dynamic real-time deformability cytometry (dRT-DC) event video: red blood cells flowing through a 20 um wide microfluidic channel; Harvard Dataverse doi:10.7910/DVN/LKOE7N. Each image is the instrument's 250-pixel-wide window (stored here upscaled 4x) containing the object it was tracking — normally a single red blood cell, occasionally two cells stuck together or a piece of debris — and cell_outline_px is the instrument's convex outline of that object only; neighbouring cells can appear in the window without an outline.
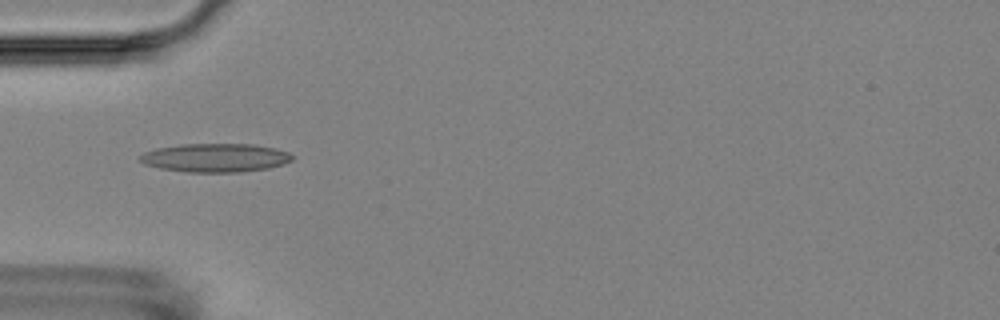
{"species": "Egyptian fruit bat (a non-hibernating species)", "species_latin": "Rousettus aegyptiacus", "temperature_condition": "room temperature", "stored_images_in_passage": 8, "camera_frame_rate_fps": 3000, "um_per_image_px": 0.085, "animal": {"sex": "female"}, "frame": {"image": 1, "passage_image": 5, "time_ms": 5.333, "image_size_px": [1000, 320], "cell_outline_px": [[292, 160], [284, 164], [268, 168], [240, 172], [188, 172], [160, 168], [144, 164], [140, 160], [140, 156], [144, 152], [156, 148], [180, 144], [252, 144], [272, 148], [288, 152], [292, 156]], "centroid_in_image_um": [18.28, 13.41], "position_along_channel_um": 66.7, "area_um2": 25.26}}
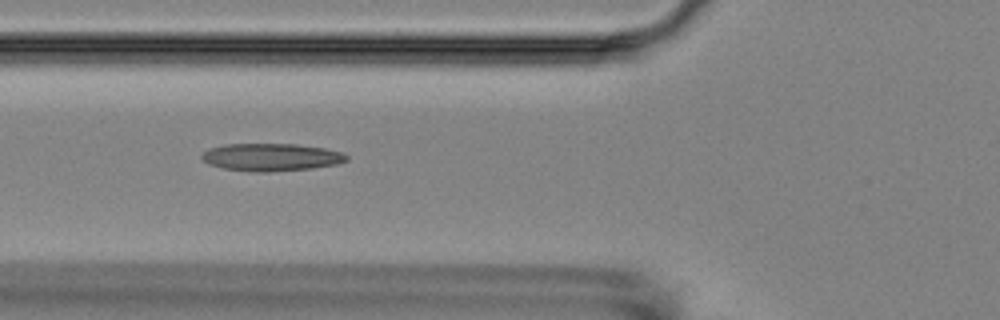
{"frame": {"image": 2, "passage_image": 6, "time_ms": 6.333, "image_size_px": [1000, 320], "cell_outline_px": [[348, 160], [340, 164], [312, 168], [268, 172], [256, 172], [224, 168], [208, 164], [200, 156], [208, 148], [224, 144], [296, 144], [324, 148], [340, 152], [348, 156]], "centroid_in_image_um": [23.06, 13.36], "position_along_channel_um": 102.7, "area_um2": 23.29}}
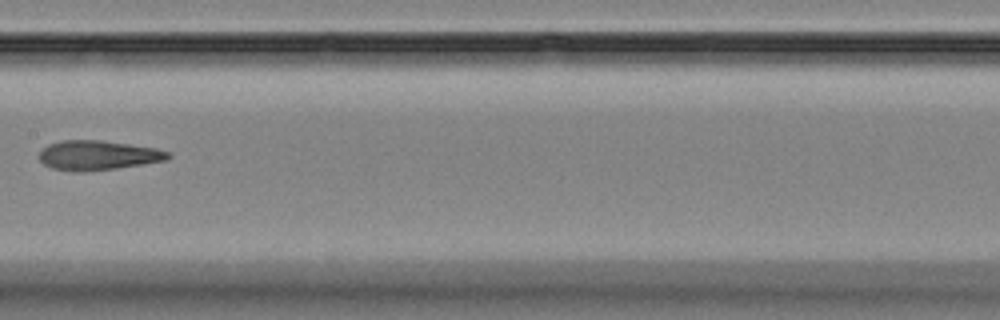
{"frame": {"image": 3, "passage_image": 8, "time_ms": 9.0, "image_size_px": [1000, 320], "cell_outline_px": [[172, 156], [168, 160], [144, 164], [116, 168], [80, 172], [52, 168], [44, 164], [40, 160], [40, 152], [48, 144], [60, 140], [100, 140], [156, 148], [168, 152]], "centroid_in_image_um": [8.34, 13.2], "position_along_channel_um": 199.1, "area_um2": 22.08}}